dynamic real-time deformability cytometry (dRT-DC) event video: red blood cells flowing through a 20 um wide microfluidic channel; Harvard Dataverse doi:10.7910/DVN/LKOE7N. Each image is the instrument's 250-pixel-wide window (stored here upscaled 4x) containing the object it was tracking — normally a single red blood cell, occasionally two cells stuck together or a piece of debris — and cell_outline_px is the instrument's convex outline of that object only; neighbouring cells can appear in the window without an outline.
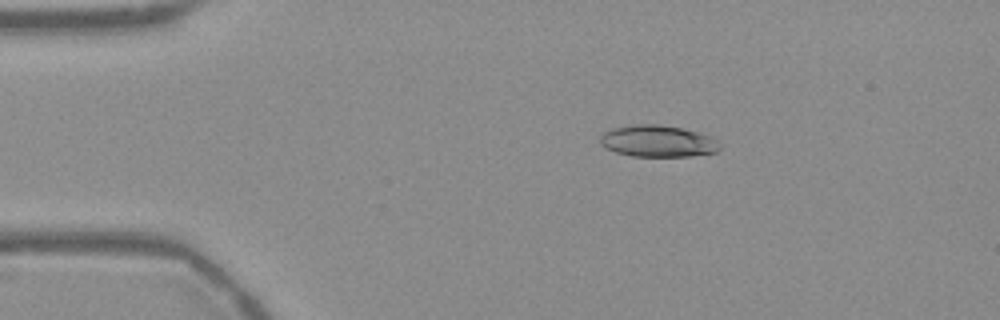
{"species": "Egyptian fruit bat (a non-hibernating species)", "species_latin": "Rousettus aegyptiacus", "temperature_condition": "warm", "stored_images_in_passage": 48, "camera_frame_rate_fps": 3000, "um_per_image_px": 0.085, "frame": {"image": 1, "passage_image": 4, "time_ms": 1.0, "image_size_px": [1000, 320], "cell_outline_px": [[720, 148], [716, 152], [692, 156], [632, 156], [616, 152], [604, 148], [600, 144], [600, 136], [604, 132], [612, 128], [636, 124], [660, 124], [680, 128], [696, 132], [708, 136], [716, 140], [720, 144]], "centroid_in_image_um": [55.87, 12.0], "position_along_channel_um": 29.1, "area_um2": 22.02}}
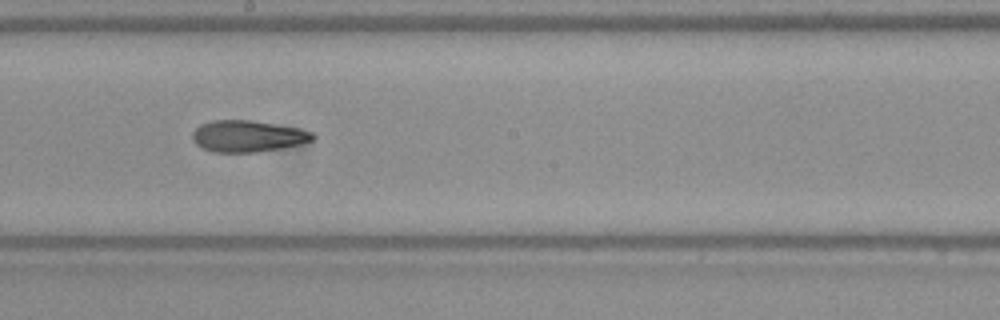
{"frame": {"image": 2, "passage_image": 24, "time_ms": 7.667, "image_size_px": [1000, 320], "cell_outline_px": [[316, 136], [312, 140], [300, 144], [280, 148], [256, 152], [212, 152], [200, 148], [192, 140], [192, 132], [200, 124], [212, 120], [252, 120], [296, 128], [312, 132]], "centroid_in_image_um": [21.0, 11.57], "position_along_channel_um": 227.2, "area_um2": 22.08}}
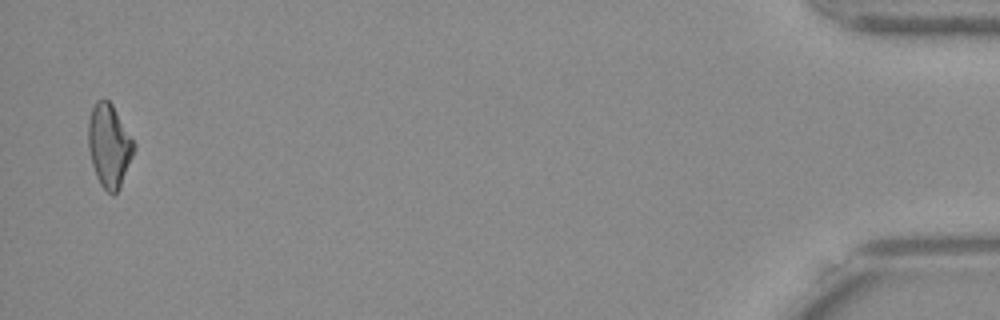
{"frame": {"image": 3, "passage_image": 47, "time_ms": 15.333, "image_size_px": [1000, 320], "cell_outline_px": [[136, 148], [120, 188], [112, 196], [100, 184], [96, 176], [92, 164], [88, 148], [88, 120], [92, 108], [96, 100], [108, 100], [112, 104], [136, 144]], "centroid_in_image_um": [9.28, 12.39], "position_along_channel_um": 425.9, "area_um2": 22.2}, "authors_computed_cell_mechanics": {"area_um2": 22.0507, "velocity_mm_per_s": 3.7768, "shape_relaxation_time_tau1_ms": 10.8893, "shape_relaxation_time_tau2_ms": 3.8301, "deformation_change_tau1": 0.2385, "deformation_change_tau2": 0.1198}}